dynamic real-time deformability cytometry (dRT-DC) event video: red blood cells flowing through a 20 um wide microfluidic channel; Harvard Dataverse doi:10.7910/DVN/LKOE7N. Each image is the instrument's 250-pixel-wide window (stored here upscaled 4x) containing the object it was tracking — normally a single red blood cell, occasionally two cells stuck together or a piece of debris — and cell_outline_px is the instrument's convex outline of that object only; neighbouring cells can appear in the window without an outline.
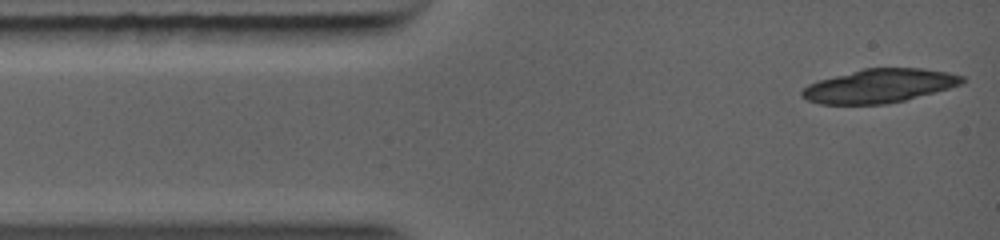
{"species": "common noctule bat (a hibernating species)", "species_latin": "Nyctalus noctula", "temperature_condition": "warm", "stored_images_in_passage": 2, "camera_frame_rate_fps": 5000, "um_per_image_px": 0.085, "animal": {"sex": "female", "body_mass_g": 19.0, "forearm_length_mm": 56.7}, "frame": {"image": 1, "passage_image": 1, "time_ms": 0.0, "image_size_px": [1000, 240], "cell_outline_px": [[968, 80], [964, 84], [904, 100], [884, 104], [820, 104], [808, 100], [800, 96], [800, 92], [808, 84], [820, 80], [864, 68], [920, 68], [948, 72], [964, 76]], "centroid_in_image_um": [74.78, 7.3], "position_along_channel_um": 10.2, "area_um2": 31.39}}